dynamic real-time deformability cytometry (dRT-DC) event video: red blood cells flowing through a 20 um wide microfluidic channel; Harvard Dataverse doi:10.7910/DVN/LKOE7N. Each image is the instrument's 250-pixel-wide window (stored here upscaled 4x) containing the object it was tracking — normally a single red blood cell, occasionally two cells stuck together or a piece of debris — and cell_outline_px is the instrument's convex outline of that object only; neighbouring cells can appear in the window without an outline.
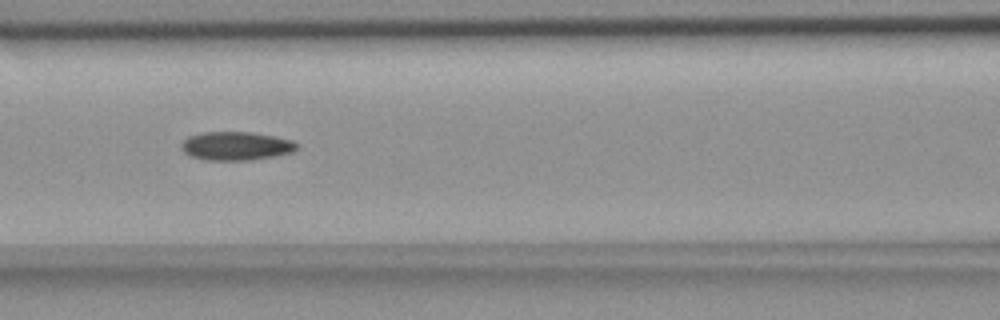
{"species": "common noctule bat (a hibernating species)", "species_latin": "Nyctalus noctula", "temperature_condition": "room temperature", "stored_images_in_passage": 43, "camera_frame_rate_fps": 3000, "um_per_image_px": 0.085, "animal": {"sex": "female", "body_mass_g": 18.4}, "frame": {"image": 1, "passage_image": 16, "time_ms": 5.0, "image_size_px": [1000, 320], "cell_outline_px": [[300, 144], [292, 152], [252, 160], [204, 160], [192, 156], [184, 152], [180, 148], [180, 144], [188, 136], [204, 132], [252, 132], [292, 140]], "centroid_in_image_um": [20.04, 12.4], "position_along_channel_um": 146.6, "area_um2": 19.19}}
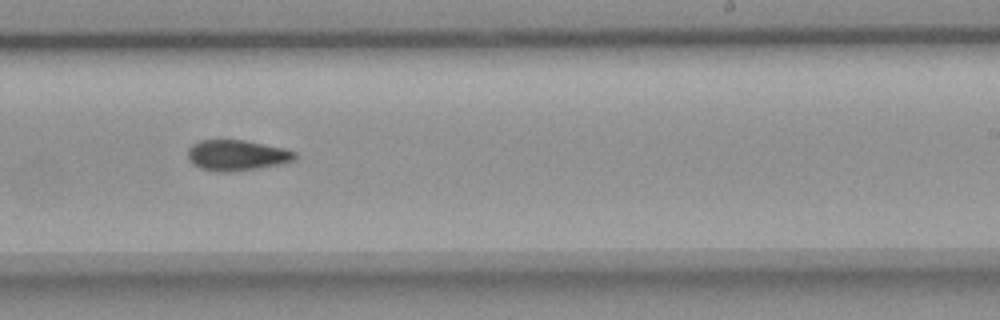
{"frame": {"image": 2, "passage_image": 26, "time_ms": 8.333, "image_size_px": [1000, 320], "cell_outline_px": [[296, 160], [284, 164], [236, 172], [216, 172], [200, 168], [192, 164], [188, 160], [188, 148], [192, 144], [200, 140], [244, 140], [288, 148], [296, 152]], "centroid_in_image_um": [20.17, 13.21], "position_along_channel_um": 268.8, "area_um2": 19.71}}
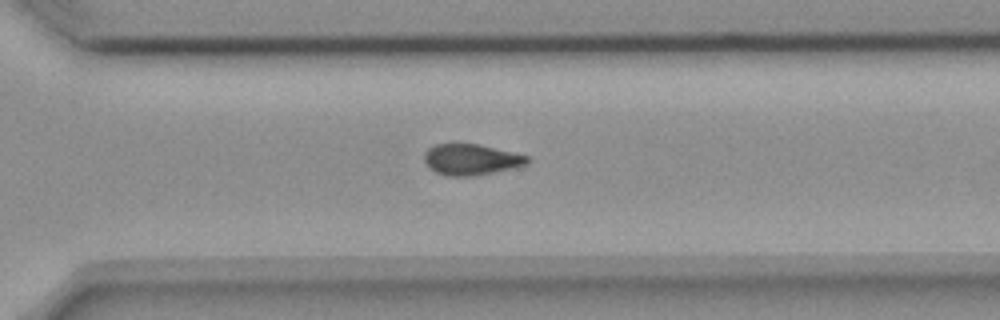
{"frame": {"image": 3, "passage_image": 31, "time_ms": 10.0, "image_size_px": [1000, 320], "cell_outline_px": [[528, 164], [512, 168], [472, 176], [448, 176], [436, 172], [428, 168], [424, 160], [424, 152], [432, 144], [476, 144], [512, 152], [528, 156]], "centroid_in_image_um": [39.98, 13.56], "position_along_channel_um": 330.6, "area_um2": 18.44}, "authors_computed_cell_mechanics": {"area_um2": 19.074, "velocity_mm_per_s": 3.689, "shape_relaxation_time_tau1_ms": null, "shape_relaxation_time_tau2_ms": 10.2557, "deformation_change_tau1": null, "deformation_change_tau2": 0.1804}}